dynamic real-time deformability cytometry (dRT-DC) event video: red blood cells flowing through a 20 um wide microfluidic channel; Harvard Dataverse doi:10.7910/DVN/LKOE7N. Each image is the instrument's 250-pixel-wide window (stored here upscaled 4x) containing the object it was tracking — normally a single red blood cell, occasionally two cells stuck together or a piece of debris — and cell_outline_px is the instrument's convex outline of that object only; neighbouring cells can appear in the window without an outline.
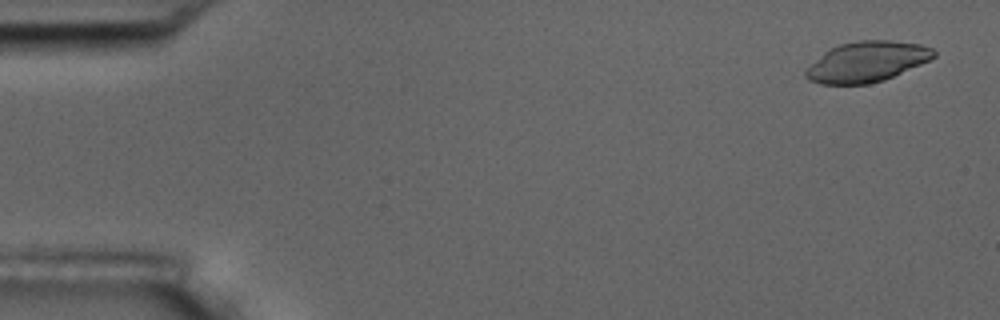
{"species": "common noctule bat (a hibernating species)", "species_latin": "Nyctalus noctula", "temperature_condition": "room temperature", "stored_images_in_passage": 18, "camera_frame_rate_fps": 3000, "um_per_image_px": 0.085, "animal": {"sex": "male", "body_mass_g": 17.5, "forearm_length_mm": 52.3}, "frame": {"image": 1, "passage_image": 3, "time_ms": 0.667, "image_size_px": [1000, 320], "cell_outline_px": [[936, 56], [920, 64], [884, 80], [868, 84], [820, 84], [808, 80], [804, 76], [804, 72], [824, 52], [840, 44], [856, 40], [888, 40], [920, 44], [932, 48], [936, 52]], "centroid_in_image_um": [73.68, 5.25], "position_along_channel_um": 11.3, "area_um2": 29.88}}
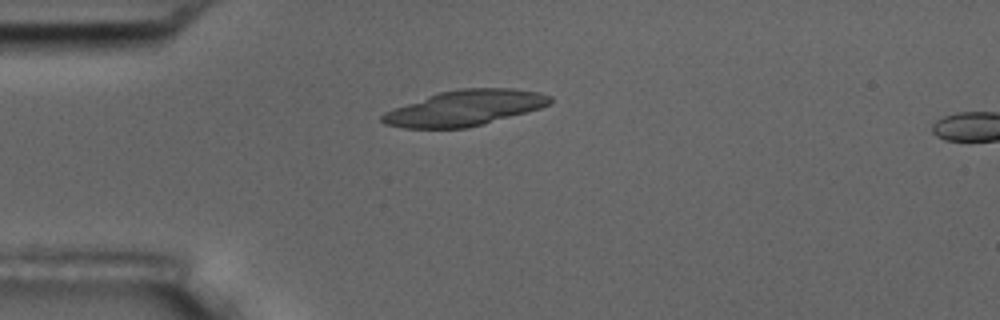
{"frame": {"image": 2, "passage_image": 15, "time_ms": 4.667, "image_size_px": [1000, 320], "cell_outline_px": [[552, 100], [548, 104], [540, 108], [484, 124], [468, 128], [404, 128], [384, 124], [380, 120], [380, 116], [384, 112], [428, 96], [440, 92], [460, 88], [512, 88], [540, 92], [552, 96]], "centroid_in_image_um": [39.51, 9.18], "position_along_channel_um": 45.5, "area_um2": 34.56}}